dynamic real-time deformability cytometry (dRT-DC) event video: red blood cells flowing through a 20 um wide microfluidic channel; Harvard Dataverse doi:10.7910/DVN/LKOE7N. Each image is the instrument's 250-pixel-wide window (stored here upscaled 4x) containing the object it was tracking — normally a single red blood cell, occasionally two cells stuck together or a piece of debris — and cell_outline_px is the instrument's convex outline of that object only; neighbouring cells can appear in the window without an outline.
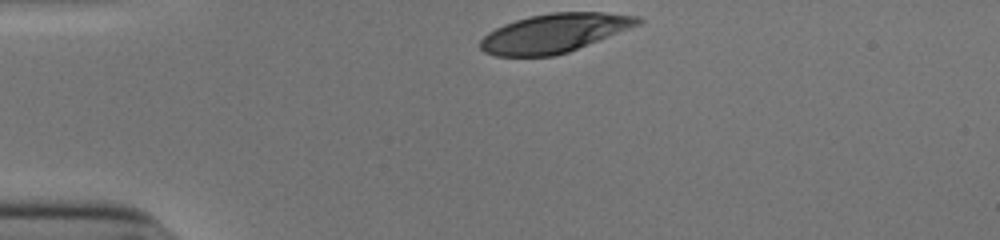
{"species": "human", "species_latin": "Homo sapiens", "temperature_condition": "cold", "stored_images_in_passage": 31, "camera_frame_rate_fps": 3000, "um_per_image_px": 0.085, "donor": {"sex": "male"}, "frame": {"image": 1, "passage_image": 1, "time_ms": 0.0, "image_size_px": [1000, 240], "cell_outline_px": [[644, 20], [640, 24], [568, 52], [556, 56], [496, 56], [484, 52], [480, 48], [480, 40], [488, 32], [504, 24], [528, 16], [552, 12], [604, 12], [640, 16]], "centroid_in_image_um": [47.12, 2.81], "position_along_channel_um": 37.9, "area_um2": 35.6}}
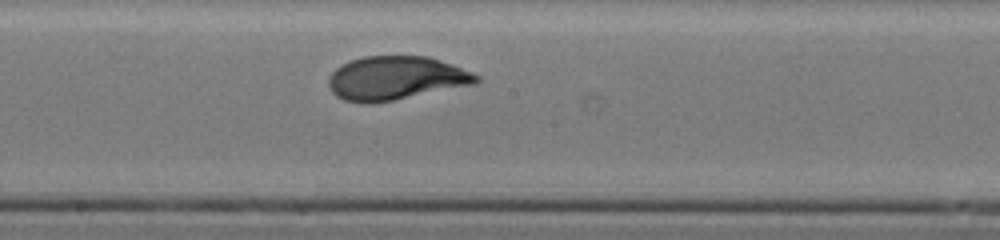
{"frame": {"image": 2, "passage_image": 18, "time_ms": 5.667, "image_size_px": [1000, 240], "cell_outline_px": [[480, 80], [476, 84], [392, 100], [344, 100], [336, 96], [332, 92], [328, 84], [328, 76], [336, 68], [352, 60], [364, 56], [428, 56], [452, 64], [472, 72], [480, 76]], "centroid_in_image_um": [33.69, 6.6], "position_along_channel_um": 214.5, "area_um2": 36.82}}
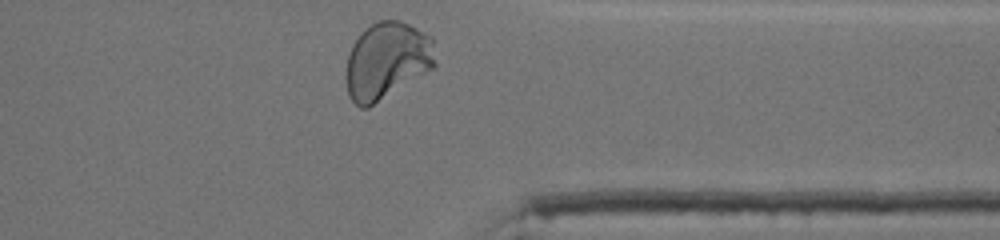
{"frame": {"image": 3, "passage_image": 31, "time_ms": 10.0, "image_size_px": [1000, 240], "cell_outline_px": [[436, 68], [368, 108], [360, 108], [348, 96], [344, 76], [344, 72], [348, 56], [352, 44], [360, 32], [372, 24], [380, 20], [400, 20], [432, 36], [436, 64]], "centroid_in_image_um": [32.88, 5.18], "position_along_channel_um": 378.5, "area_um2": 40.81}, "authors_computed_cell_mechanics": {"area_um2": 36.9342, "velocity_mm_per_s": 3.8754, "shape_relaxation_time_tau1_ms": 3.4552, "shape_relaxation_time_tau2_ms": null, "deformation_change_tau1": 0.1738, "deformation_change_tau2": null}}